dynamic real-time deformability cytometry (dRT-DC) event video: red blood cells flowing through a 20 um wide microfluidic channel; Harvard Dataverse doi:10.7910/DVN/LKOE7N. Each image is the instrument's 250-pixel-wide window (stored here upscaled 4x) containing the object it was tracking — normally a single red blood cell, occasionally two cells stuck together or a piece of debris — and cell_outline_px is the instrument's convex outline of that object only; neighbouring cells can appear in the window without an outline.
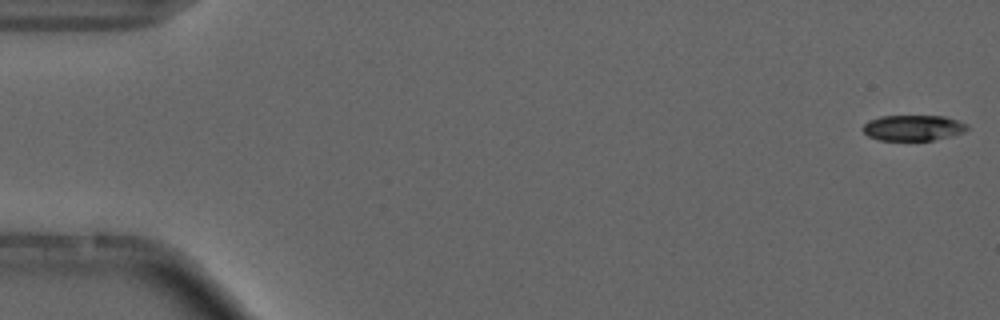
{"species": "common noctule bat (a hibernating species)", "species_latin": "Nyctalus noctula", "temperature_condition": "cold", "stored_images_in_passage": 4, "camera_frame_rate_fps": 3000, "um_per_image_px": 0.085, "animal": {"sex": "male", "forearm_length_mm": 52.5}, "frame": {"image": 1, "passage_image": 1, "time_ms": 0.0, "image_size_px": [1000, 320], "cell_outline_px": [[968, 128], [964, 132], [932, 140], [880, 140], [868, 136], [864, 132], [864, 124], [868, 120], [880, 116], [944, 116], [968, 124]], "centroid_in_image_um": [77.6, 10.86], "position_along_channel_um": 7.4, "area_um2": 15.43}}
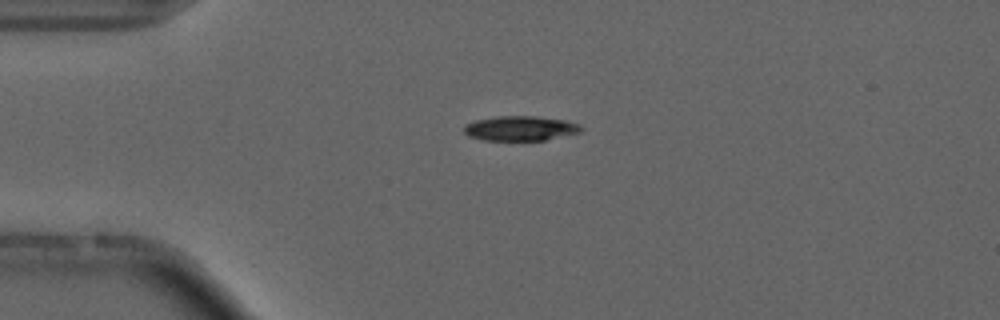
{"frame": {"image": 2, "passage_image": 4, "time_ms": 4.0, "image_size_px": [1000, 320], "cell_outline_px": [[584, 128], [580, 132], [544, 140], [484, 140], [468, 136], [464, 132], [464, 124], [476, 120], [496, 116], [536, 116], [564, 120], [580, 124]], "centroid_in_image_um": [44.22, 10.9], "position_along_channel_um": 40.8, "area_um2": 16.88}}